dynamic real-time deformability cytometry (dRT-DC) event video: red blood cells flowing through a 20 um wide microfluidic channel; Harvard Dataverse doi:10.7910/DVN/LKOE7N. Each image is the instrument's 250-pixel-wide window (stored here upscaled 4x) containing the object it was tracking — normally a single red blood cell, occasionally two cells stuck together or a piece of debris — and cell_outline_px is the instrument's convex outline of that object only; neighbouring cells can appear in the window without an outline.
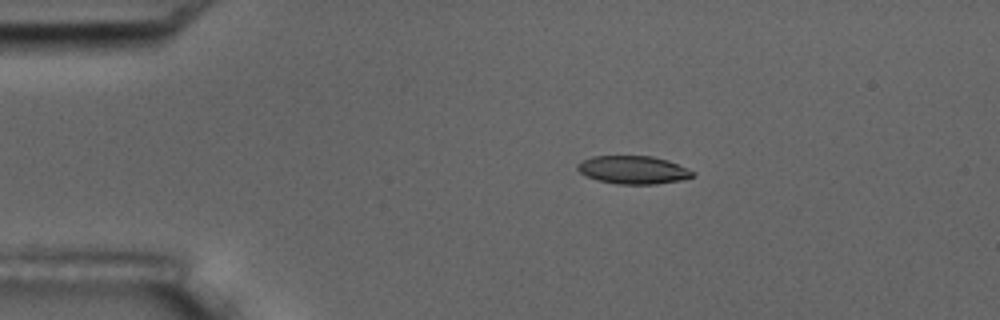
{"species": "common noctule bat (a hibernating species)", "species_latin": "Nyctalus noctula", "temperature_condition": "room temperature", "stored_images_in_passage": 15, "camera_frame_rate_fps": 3000, "um_per_image_px": 0.085, "animal": {"sex": "male", "body_mass_g": 17.5, "forearm_length_mm": 52.3}, "frame": {"image": 1, "passage_image": 3, "time_ms": 2.333, "image_size_px": [1000, 320], "cell_outline_px": [[696, 176], [680, 180], [656, 184], [616, 184], [600, 180], [588, 176], [580, 172], [576, 168], [576, 164], [592, 156], [652, 156], [668, 160], [696, 172]], "centroid_in_image_um": [53.85, 14.43], "position_along_channel_um": 31.1, "area_um2": 18.79}}
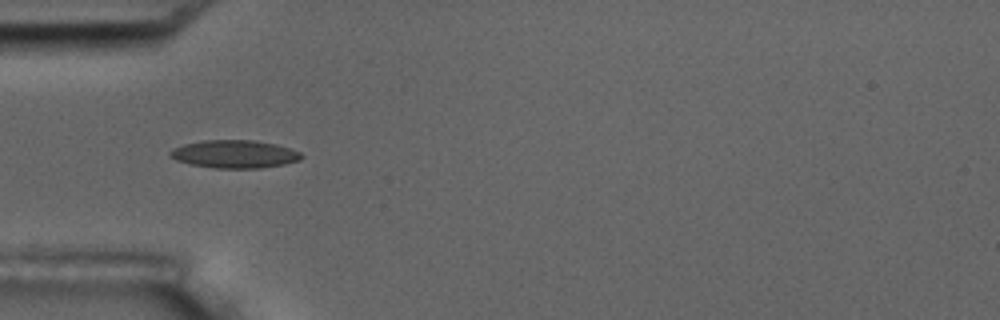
{"frame": {"image": 2, "passage_image": 5, "time_ms": 4.667, "image_size_px": [1000, 320], "cell_outline_px": [[304, 156], [300, 160], [284, 164], [260, 168], [216, 168], [192, 164], [176, 160], [168, 156], [168, 152], [172, 148], [184, 144], [204, 140], [252, 140], [276, 144], [300, 152]], "centroid_in_image_um": [19.92, 13.09], "position_along_channel_um": 65.1, "area_um2": 21.33}}
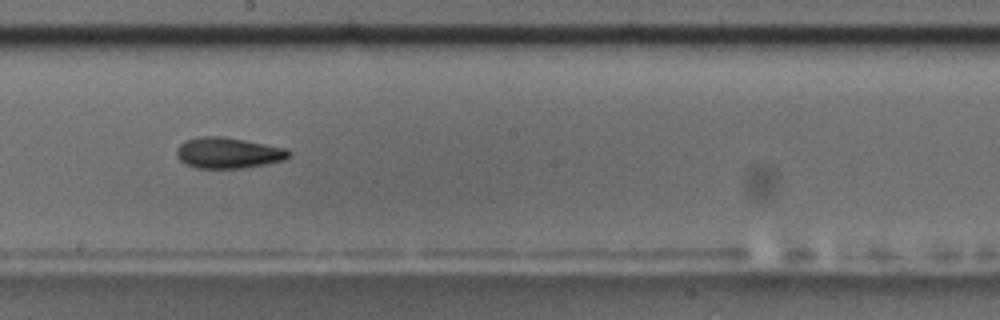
{"frame": {"image": 3, "passage_image": 9, "time_ms": 9.333, "image_size_px": [1000, 320], "cell_outline_px": [[292, 156], [284, 160], [244, 168], [196, 168], [184, 164], [176, 156], [176, 148], [184, 140], [200, 136], [224, 136], [288, 148], [292, 152]], "centroid_in_image_um": [19.4, 12.99], "position_along_channel_um": 228.8, "area_um2": 20.58}, "authors_computed_cell_mechanics": {"area_um2": 19.5942, "velocity_mm_per_s": 3.5293, "shape_relaxation_time_tau1_ms": 4.9509, "shape_relaxation_time_tau2_ms": 4.8202, "deformation_change_tau1": 0.1157, "deformation_change_tau2": 0.1032}}